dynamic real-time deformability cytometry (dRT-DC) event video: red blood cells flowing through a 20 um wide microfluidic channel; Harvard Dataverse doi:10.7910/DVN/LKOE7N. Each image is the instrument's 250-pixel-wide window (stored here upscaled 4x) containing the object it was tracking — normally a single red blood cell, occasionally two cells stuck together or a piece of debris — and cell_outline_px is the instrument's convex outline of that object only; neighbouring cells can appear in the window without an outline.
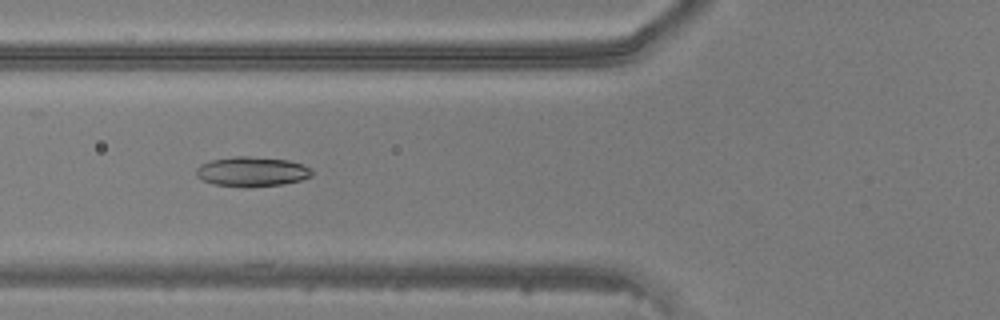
{"species": "common noctule bat (a hibernating species)", "species_latin": "Nyctalus noctula", "temperature_condition": "warm", "stored_images_in_passage": 35, "camera_frame_rate_fps": 3000, "um_per_image_px": 0.085, "animal": {"sex": "male", "body_mass_g": 20.5, "forearm_length_mm": 52.5}, "frame": {"image": 1, "passage_image": 5, "time_ms": 1.333, "image_size_px": [1000, 320], "cell_outline_px": [[312, 176], [300, 180], [284, 184], [244, 188], [212, 184], [196, 176], [196, 168], [200, 164], [212, 160], [236, 156], [248, 156], [288, 160], [300, 164], [308, 168], [312, 172]], "centroid_in_image_um": [21.37, 14.6], "position_along_channel_um": 104.4, "area_um2": 20.06}}
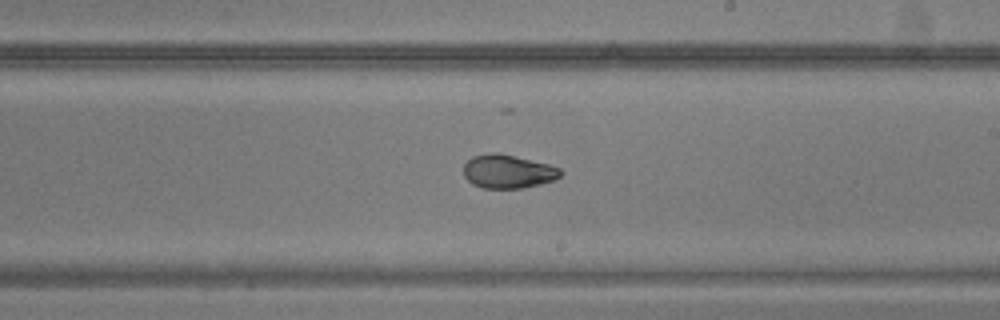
{"frame": {"image": 2, "passage_image": 15, "time_ms": 4.667, "image_size_px": [1000, 320], "cell_outline_px": [[564, 172], [560, 176], [552, 180], [540, 184], [524, 188], [484, 188], [472, 184], [464, 176], [464, 164], [472, 156], [488, 152], [496, 152], [548, 164], [560, 168]], "centroid_in_image_um": [43.16, 14.57], "position_along_channel_um": 245.8, "area_um2": 18.96}}
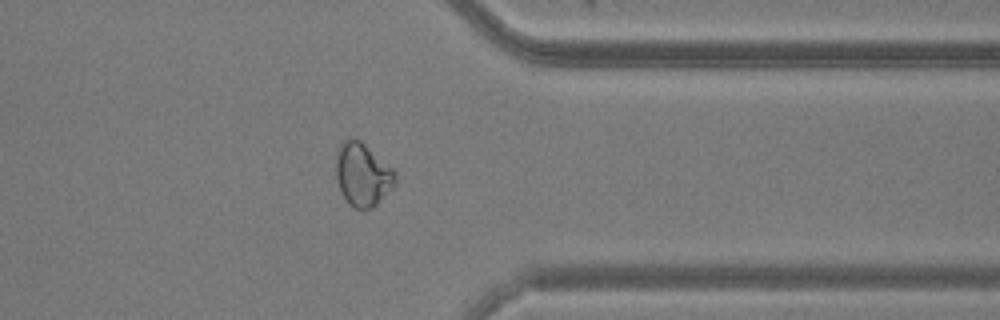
{"frame": {"image": 3, "passage_image": 25, "time_ms": 8.0, "image_size_px": [1000, 320], "cell_outline_px": [[396, 184], [372, 208], [356, 208], [348, 204], [336, 180], [336, 156], [340, 144], [344, 140], [360, 140], [392, 168], [396, 172]], "centroid_in_image_um": [30.82, 14.85], "position_along_channel_um": 380.6, "area_um2": 21.44}}